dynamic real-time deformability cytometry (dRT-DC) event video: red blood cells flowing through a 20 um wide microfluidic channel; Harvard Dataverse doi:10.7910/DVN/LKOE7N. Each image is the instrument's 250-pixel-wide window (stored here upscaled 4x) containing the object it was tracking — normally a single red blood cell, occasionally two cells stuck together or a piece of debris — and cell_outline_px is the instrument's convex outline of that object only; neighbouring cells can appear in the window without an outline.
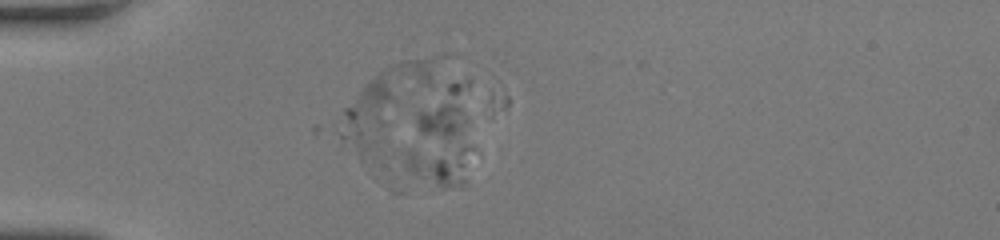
{"species": "human", "species_latin": "Homo sapiens", "temperature_condition": "room temperature", "stored_images_in_passage": 3, "camera_frame_rate_fps": 3000, "um_per_image_px": 0.085, "donor": {"sex": "female"}, "frame": {"image": 1, "passage_image": 2, "time_ms": 0.333, "image_size_px": [1000, 240], "cell_outline_px": [[476, 148], [464, 180], [460, 184], [444, 188], [404, 168], [392, 156], [392, 152], [416, 112], [420, 108], [448, 84], [468, 76], [472, 80]], "centroid_in_image_um": [37.5, 11.61], "position_along_channel_um": 47.5, "area_um2": 43.87}}